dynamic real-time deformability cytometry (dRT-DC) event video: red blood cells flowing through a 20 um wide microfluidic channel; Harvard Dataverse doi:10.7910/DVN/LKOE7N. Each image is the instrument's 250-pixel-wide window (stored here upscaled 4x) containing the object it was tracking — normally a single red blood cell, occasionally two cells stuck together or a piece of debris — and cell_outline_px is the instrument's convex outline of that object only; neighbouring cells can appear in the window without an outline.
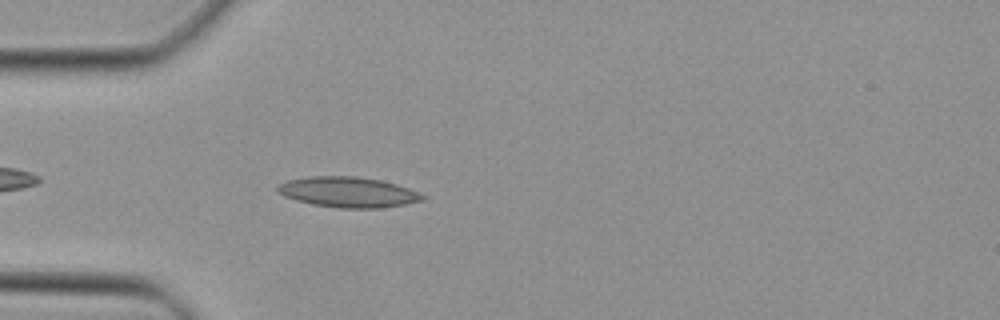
{"species": "Egyptian fruit bat (a non-hibernating species)", "species_latin": "Rousettus aegyptiacus", "temperature_condition": "cold", "stored_images_in_passage": 37, "camera_frame_rate_fps": 3000, "um_per_image_px": 0.085, "animal": {"sex": "female"}, "frame": {"image": 1, "passage_image": 4, "time_ms": 1.0, "image_size_px": [1000, 320], "cell_outline_px": [[428, 196], [424, 200], [404, 204], [380, 208], [340, 208], [312, 204], [296, 200], [284, 196], [276, 192], [276, 184], [288, 180], [308, 176], [356, 176], [380, 180], [396, 184], [408, 188]], "centroid_in_image_um": [29.56, 16.33], "position_along_channel_um": 55.4, "area_um2": 25.84}}
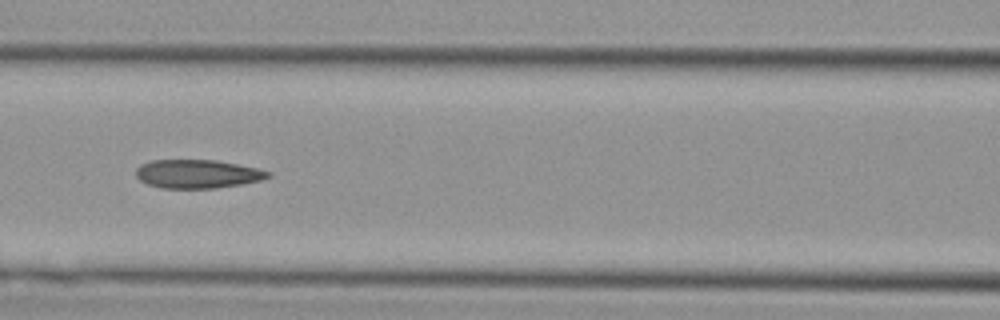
{"frame": {"image": 2, "passage_image": 11, "time_ms": 3.333, "image_size_px": [1000, 320], "cell_outline_px": [[272, 176], [260, 180], [244, 184], [216, 188], [160, 188], [148, 184], [140, 180], [136, 176], [136, 168], [140, 164], [152, 160], [216, 160], [256, 168], [272, 172]], "centroid_in_image_um": [16.79, 14.78], "position_along_channel_um": 149.8, "area_um2": 22.08}}
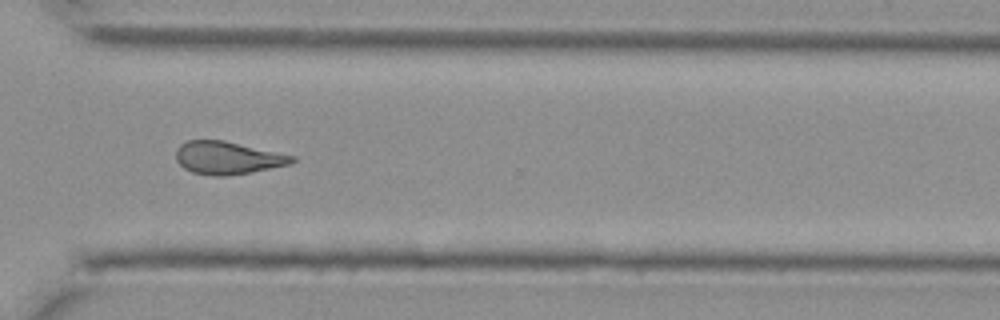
{"frame": {"image": 3, "passage_image": 25, "time_ms": 8.0, "image_size_px": [1000, 320], "cell_outline_px": [[296, 160], [292, 164], [248, 172], [224, 176], [208, 176], [192, 172], [184, 168], [176, 160], [176, 148], [180, 144], [188, 140], [224, 140], [296, 156]], "centroid_in_image_um": [19.33, 13.41], "position_along_channel_um": 351.3, "area_um2": 22.2}}